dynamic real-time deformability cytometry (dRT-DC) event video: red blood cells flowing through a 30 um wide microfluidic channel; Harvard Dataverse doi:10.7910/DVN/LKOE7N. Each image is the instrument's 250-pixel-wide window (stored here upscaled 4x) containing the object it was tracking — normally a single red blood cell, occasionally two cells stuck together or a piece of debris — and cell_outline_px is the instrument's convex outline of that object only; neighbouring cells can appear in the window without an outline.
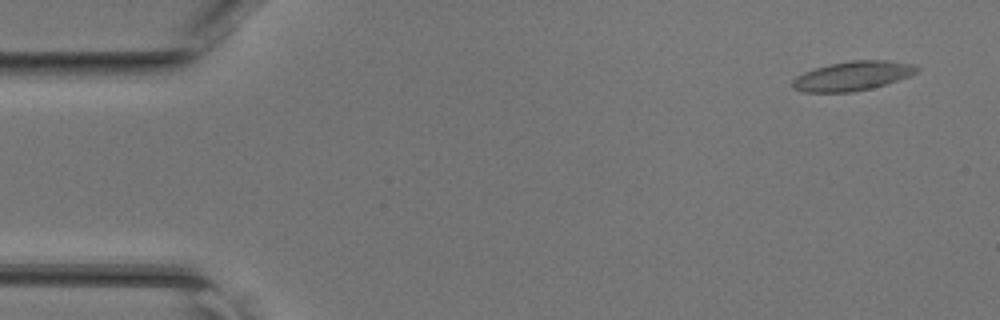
{"species": "common noctule bat (a hibernating species)", "species_latin": "Nyctalus noctula", "temperature_condition": "room temperature", "stored_images_in_passage": 46, "camera_frame_rate_fps": 3000, "um_per_image_px": 0.085, "animal": {"sex": "female", "body_mass_g": 17.0, "forearm_length_mm": 48.0}, "frame": {"image": 1, "passage_image": 3, "time_ms": 0.667, "image_size_px": [1000, 320], "cell_outline_px": [[920, 68], [912, 76], [872, 88], [852, 92], [804, 92], [792, 88], [792, 80], [796, 76], [804, 72], [816, 68], [832, 64], [852, 60], [888, 60], [916, 64]], "centroid_in_image_um": [72.51, 6.45], "position_along_channel_um": 12.5, "area_um2": 21.33}}
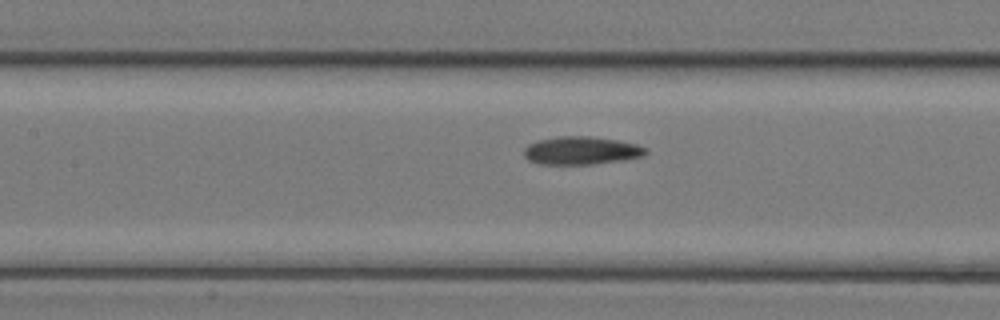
{"frame": {"image": 2, "passage_image": 21, "time_ms": 6.667, "image_size_px": [1000, 320], "cell_outline_px": [[648, 152], [644, 156], [624, 160], [596, 164], [536, 164], [528, 160], [524, 156], [524, 148], [528, 144], [536, 140], [560, 136], [588, 136], [620, 140], [636, 144], [648, 148]], "centroid_in_image_um": [49.42, 12.8], "position_along_channel_um": 158.0, "area_um2": 20.23}}
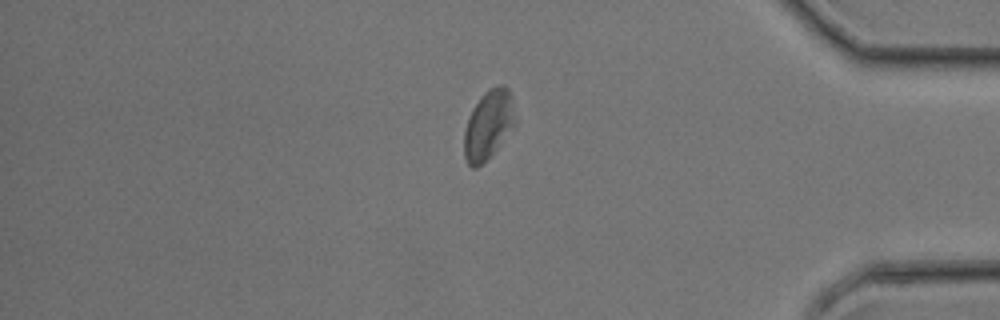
{"frame": {"image": 3, "passage_image": 39, "time_ms": 12.667, "image_size_px": [1000, 320], "cell_outline_px": [[516, 124], [496, 148], [476, 168], [472, 168], [468, 164], [464, 156], [464, 132], [472, 108], [480, 96], [484, 92], [500, 84], [504, 84], [508, 88], [512, 96]], "centroid_in_image_um": [41.52, 10.56], "position_along_channel_um": 393.7, "area_um2": 20.29}}